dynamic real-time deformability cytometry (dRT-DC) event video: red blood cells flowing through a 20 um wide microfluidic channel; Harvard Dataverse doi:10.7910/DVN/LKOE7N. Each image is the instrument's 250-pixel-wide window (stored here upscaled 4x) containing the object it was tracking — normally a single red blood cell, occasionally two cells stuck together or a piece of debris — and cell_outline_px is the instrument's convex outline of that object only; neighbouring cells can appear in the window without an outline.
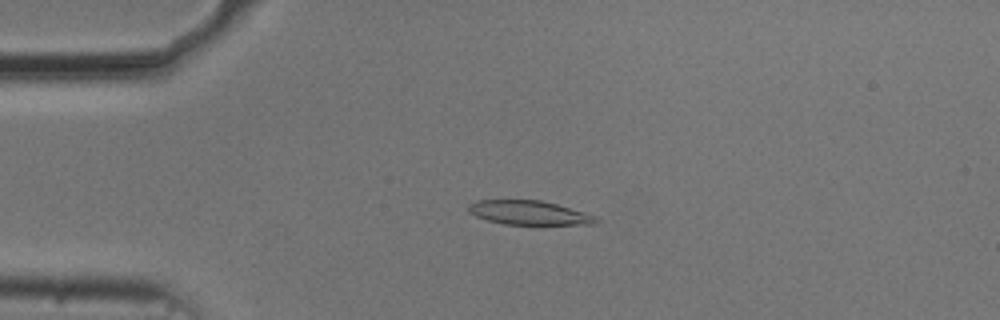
{"species": "common noctule bat (a hibernating species)", "species_latin": "Nyctalus noctula", "temperature_condition": "cold", "stored_images_in_passage": 13, "camera_frame_rate_fps": 3000, "um_per_image_px": 0.085, "animal": {"sex": "male", "body_mass_g": 20.5, "forearm_length_mm": 52.5}, "frame": {"image": 1, "passage_image": 6, "time_ms": 1.667, "image_size_px": [1000, 320], "cell_outline_px": [[600, 224], [504, 224], [488, 220], [476, 216], [468, 212], [468, 204], [476, 200], [540, 200], [556, 204], [584, 212], [596, 216], [600, 220]], "centroid_in_image_um": [44.97, 18.08], "position_along_channel_um": 40.0, "area_um2": 17.86}}
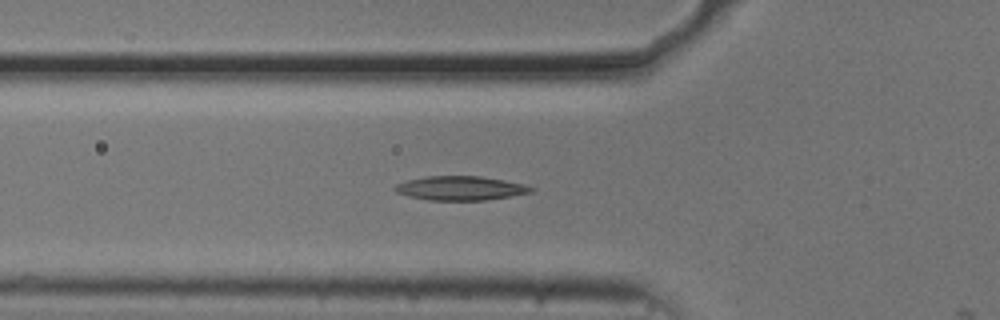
{"frame": {"image": 2, "passage_image": 12, "time_ms": 3.667, "image_size_px": [1000, 320], "cell_outline_px": [[536, 188], [532, 192], [484, 200], [428, 200], [408, 196], [396, 192], [392, 188], [396, 184], [408, 180], [424, 176], [480, 176], [504, 180], [524, 184]], "centroid_in_image_um": [39.11, 15.99], "position_along_channel_um": 86.7, "area_um2": 19.07}}